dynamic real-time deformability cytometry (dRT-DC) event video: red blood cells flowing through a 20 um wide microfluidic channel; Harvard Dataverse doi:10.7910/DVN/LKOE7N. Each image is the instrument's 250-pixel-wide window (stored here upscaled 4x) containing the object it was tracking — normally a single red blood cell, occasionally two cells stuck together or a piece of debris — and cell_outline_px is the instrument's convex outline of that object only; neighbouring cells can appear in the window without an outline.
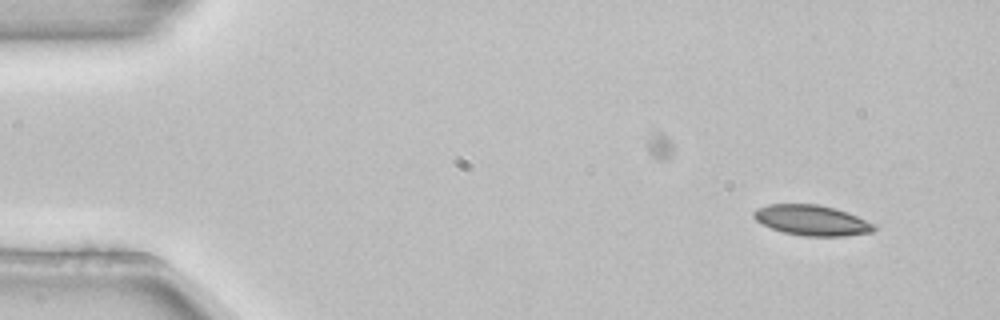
{"species": "common noctule bat (a hibernating species)", "species_latin": "Nyctalus noctula", "temperature_condition": "room temperature", "stored_images_in_passage": 4, "camera_frame_rate_fps": 3000, "um_per_image_px": 0.085, "animal": {"sex": "female", "body_mass_g": 22.7, "forearm_length_mm": 54.2}, "frame": {"image": 1, "passage_image": 1, "time_ms": 0.0, "image_size_px": [1000, 320], "cell_outline_px": [[876, 228], [872, 232], [844, 236], [804, 236], [784, 232], [772, 228], [756, 220], [752, 216], [752, 212], [756, 208], [768, 204], [816, 204], [836, 208], [876, 224]], "centroid_in_image_um": [69.0, 18.72], "position_along_channel_um": 16.0, "area_um2": 21.27}}
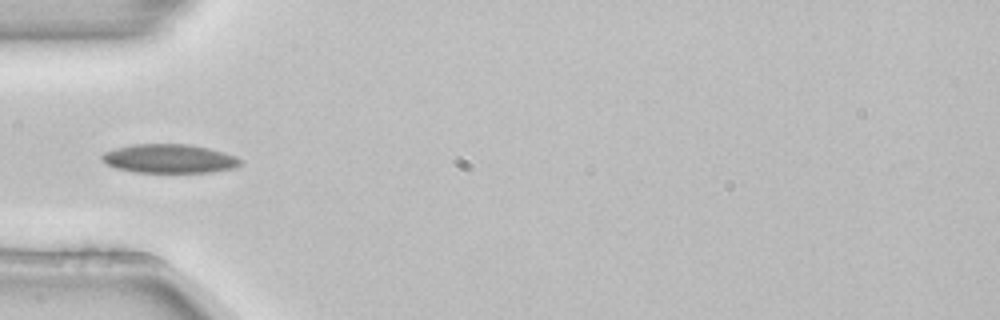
{"frame": {"image": 2, "passage_image": 4, "time_ms": 1.0, "image_size_px": [1000, 320], "cell_outline_px": [[240, 164], [236, 168], [212, 172], [136, 172], [116, 168], [108, 164], [100, 156], [104, 152], [116, 148], [132, 144], [188, 144], [208, 148], [224, 152], [236, 156], [240, 160]], "centroid_in_image_um": [14.41, 13.48], "position_along_channel_um": 70.6, "area_um2": 23.18}}